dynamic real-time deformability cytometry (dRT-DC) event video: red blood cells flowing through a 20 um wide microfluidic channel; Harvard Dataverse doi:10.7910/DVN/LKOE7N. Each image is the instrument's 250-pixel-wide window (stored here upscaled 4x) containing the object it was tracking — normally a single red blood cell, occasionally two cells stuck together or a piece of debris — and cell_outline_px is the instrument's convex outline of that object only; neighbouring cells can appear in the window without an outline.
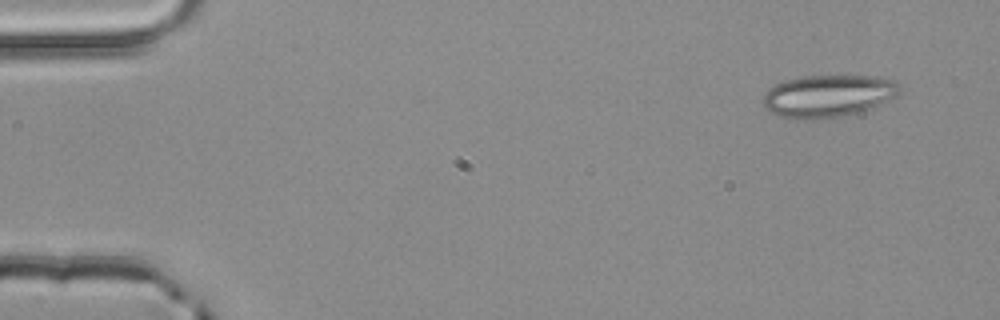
{"species": "common noctule bat (a hibernating species)", "species_latin": "Nyctalus noctula", "temperature_condition": "room temperature", "stored_images_in_passage": 3, "camera_frame_rate_fps": 3000, "um_per_image_px": 0.085, "animal": {"sex": "male", "body_mass_g": 20.4}, "frame": {"image": 1, "passage_image": 1, "time_ms": 0.0, "image_size_px": [1000, 320], "cell_outline_px": [[900, 92], [896, 96], [880, 104], [856, 112], [836, 116], [804, 120], [780, 116], [772, 112], [764, 104], [764, 92], [768, 88], [784, 80], [804, 76], [880, 76], [896, 80], [900, 88]], "centroid_in_image_um": [70.4, 8.12], "position_along_channel_um": 14.6, "area_um2": 33.29}}